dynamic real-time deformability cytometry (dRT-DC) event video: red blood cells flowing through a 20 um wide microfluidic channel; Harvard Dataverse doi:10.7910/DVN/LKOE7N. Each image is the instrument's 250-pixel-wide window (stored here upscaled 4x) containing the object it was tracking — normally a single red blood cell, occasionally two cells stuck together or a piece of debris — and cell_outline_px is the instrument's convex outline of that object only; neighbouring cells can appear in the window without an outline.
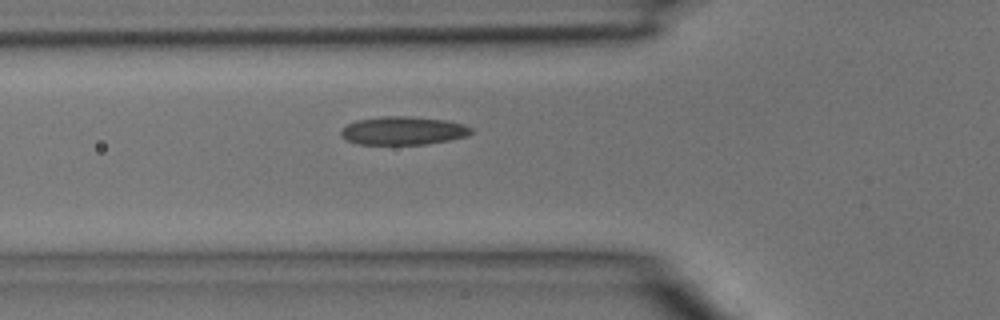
{"species": "common noctule bat (a hibernating species)", "species_latin": "Nyctalus noctula", "temperature_condition": "room temperature", "stored_images_in_passage": 4, "camera_frame_rate_fps": 3000, "um_per_image_px": 0.085, "animal": {"sex": "male", "body_mass_g": 15.6}, "frame": {"image": 1, "passage_image": 4, "time_ms": 1.0, "image_size_px": [1000, 320], "cell_outline_px": [[476, 132], [468, 136], [428, 144], [356, 144], [344, 140], [340, 136], [340, 132], [348, 124], [356, 120], [384, 116], [412, 116], [444, 120], [464, 124], [472, 128]], "centroid_in_image_um": [34.28, 11.11], "position_along_channel_um": 91.5, "area_um2": 21.68}}